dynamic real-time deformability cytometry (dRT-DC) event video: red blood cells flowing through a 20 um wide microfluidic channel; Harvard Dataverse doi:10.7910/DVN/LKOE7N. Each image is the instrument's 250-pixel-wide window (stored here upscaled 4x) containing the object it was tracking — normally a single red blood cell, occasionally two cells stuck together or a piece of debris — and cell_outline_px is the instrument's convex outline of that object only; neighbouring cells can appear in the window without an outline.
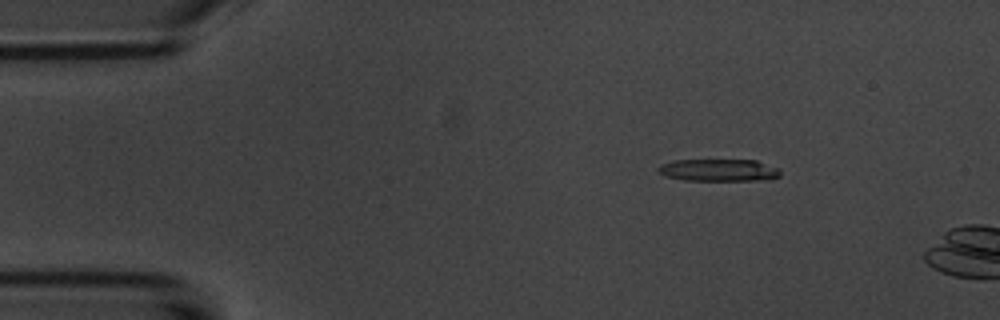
{"species": "common noctule bat (a hibernating species)", "species_latin": "Nyctalus noctula", "temperature_condition": "room temperature", "stored_images_in_passage": 4, "camera_frame_rate_fps": 3000, "um_per_image_px": 0.085, "animal": {"sex": "male", "body_mass_g": 20.1, "forearm_length_mm": 53.5}, "frame": {"image": 1, "passage_image": 3, "time_ms": 2.333, "image_size_px": [1000, 320], "cell_outline_px": [[780, 176], [772, 180], [684, 180], [664, 176], [656, 168], [660, 164], [672, 160], [756, 160], [780, 168]], "centroid_in_image_um": [61.12, 14.46], "position_along_channel_um": 23.9, "area_um2": 16.01}}